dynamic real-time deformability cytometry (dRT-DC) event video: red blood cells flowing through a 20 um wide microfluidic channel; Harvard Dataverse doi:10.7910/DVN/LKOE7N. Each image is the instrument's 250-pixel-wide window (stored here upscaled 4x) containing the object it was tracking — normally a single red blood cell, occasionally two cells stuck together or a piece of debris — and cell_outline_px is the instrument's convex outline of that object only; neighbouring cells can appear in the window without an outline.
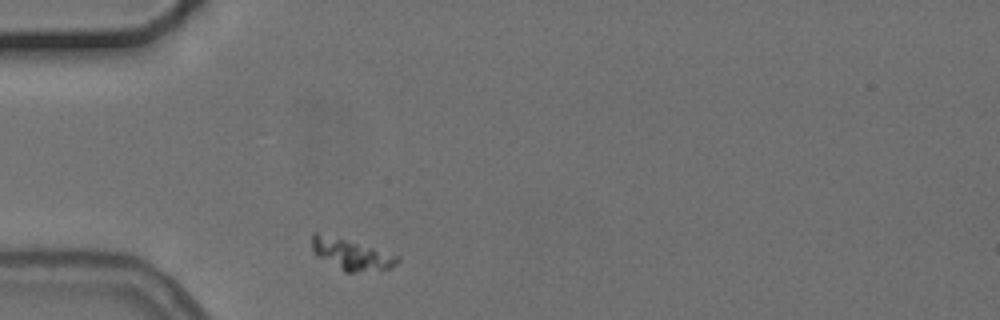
{"species": "common noctule bat (a hibernating species)", "species_latin": "Nyctalus noctula", "temperature_condition": "cold", "stored_images_in_passage": 1, "camera_frame_rate_fps": 3000, "um_per_image_px": 0.085, "animal": {"sex": "female", "body_mass_g": 24.6, "forearm_length_mm": 56.2}, "frame": {"image": 1, "passage_image": 1, "time_ms": 0.0, "image_size_px": [1000, 320], "cell_outline_px": [[400, 260], [392, 268], [352, 272], [344, 272], [316, 256], [312, 252], [312, 232], [316, 232], [400, 256]], "centroid_in_image_um": [29.82, 21.65], "position_along_channel_um": 55.2, "area_um2": 14.97}}